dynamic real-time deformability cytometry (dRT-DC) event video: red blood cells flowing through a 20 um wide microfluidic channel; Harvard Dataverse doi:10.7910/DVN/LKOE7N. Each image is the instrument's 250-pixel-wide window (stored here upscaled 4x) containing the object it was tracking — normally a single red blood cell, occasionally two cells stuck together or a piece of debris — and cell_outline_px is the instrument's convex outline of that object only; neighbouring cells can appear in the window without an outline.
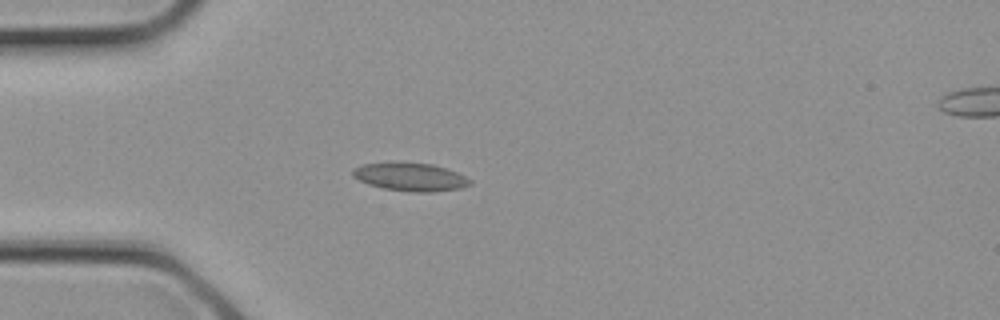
{"species": "common noctule bat (a hibernating species)", "species_latin": "Nyctalus noctula", "temperature_condition": "cold", "stored_images_in_passage": 3, "camera_frame_rate_fps": 3000, "um_per_image_px": 0.085, "animal": {"sex": "female", "body_mass_g": 21.9}, "frame": {"image": 1, "passage_image": 2, "time_ms": 0.333, "image_size_px": [1000, 320], "cell_outline_px": [[472, 184], [460, 188], [432, 192], [412, 192], [384, 188], [368, 184], [352, 176], [352, 168], [364, 164], [432, 164], [456, 172], [472, 180]], "centroid_in_image_um": [34.9, 15.07], "position_along_channel_um": 50.1, "area_um2": 18.61}}